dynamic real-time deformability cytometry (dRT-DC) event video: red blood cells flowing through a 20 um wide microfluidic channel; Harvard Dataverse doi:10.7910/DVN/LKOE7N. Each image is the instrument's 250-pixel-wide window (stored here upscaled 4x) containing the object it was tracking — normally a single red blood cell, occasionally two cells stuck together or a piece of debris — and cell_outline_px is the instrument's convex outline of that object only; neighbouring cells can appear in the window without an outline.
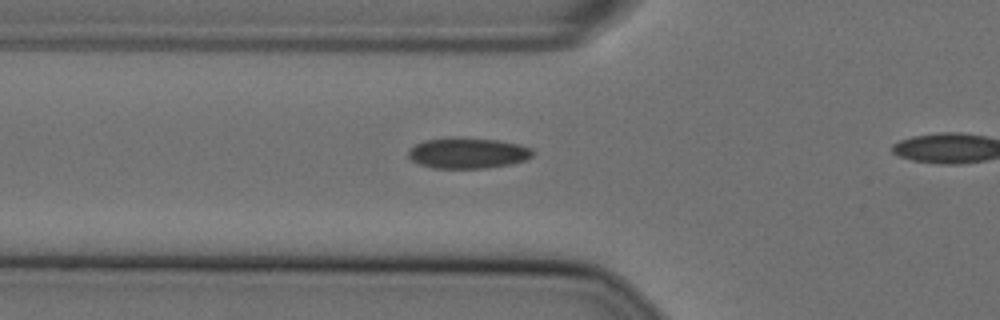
{"species": "Egyptian fruit bat (a non-hibernating species)", "species_latin": "Rousettus aegyptiacus", "temperature_condition": "cold", "stored_images_in_passage": 18, "camera_frame_rate_fps": 3000, "um_per_image_px": 0.085, "animal": {"sex": "female"}, "frame": {"image": 1, "passage_image": 16, "time_ms": 5.0, "image_size_px": [1000, 320], "cell_outline_px": [[532, 156], [524, 160], [512, 164], [484, 168], [432, 168], [420, 164], [412, 160], [408, 156], [408, 148], [424, 140], [452, 136], [500, 140], [520, 144], [532, 148]], "centroid_in_image_um": [39.74, 12.99], "position_along_channel_um": 86.1, "area_um2": 22.6}}